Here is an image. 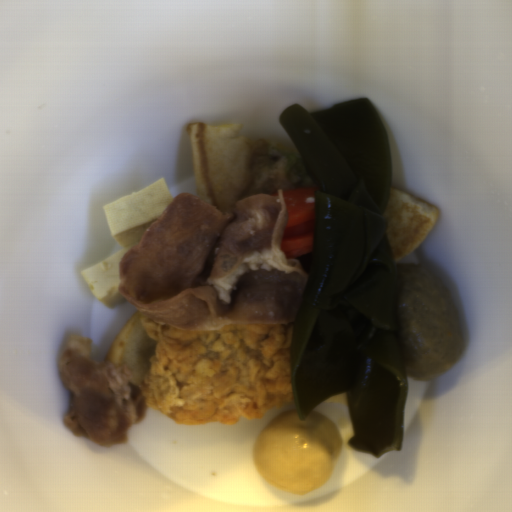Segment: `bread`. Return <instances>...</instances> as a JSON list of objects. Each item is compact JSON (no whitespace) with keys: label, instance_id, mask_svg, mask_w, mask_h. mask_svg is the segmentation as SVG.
Instances as JSON below:
<instances>
[{"label":"bread","instance_id":"2504dc21","mask_svg":"<svg viewBox=\"0 0 512 512\" xmlns=\"http://www.w3.org/2000/svg\"><path fill=\"white\" fill-rule=\"evenodd\" d=\"M288 259L289 260H296L299 263H301L302 266L304 267L305 271L307 272L308 276H309L310 270H311V266H312V263H313V259H314V252L313 253H309V254H305V255H301V256H296V257L288 258Z\"/></svg>","mask_w":512,"mask_h":512},{"label":"bread","instance_id":"c6332bfd","mask_svg":"<svg viewBox=\"0 0 512 512\" xmlns=\"http://www.w3.org/2000/svg\"><path fill=\"white\" fill-rule=\"evenodd\" d=\"M321 403H330V404H339V405H347L348 406L347 400H346V392L336 395L332 398H329Z\"/></svg>","mask_w":512,"mask_h":512},{"label":"bread","instance_id":"8d2b1439","mask_svg":"<svg viewBox=\"0 0 512 512\" xmlns=\"http://www.w3.org/2000/svg\"><path fill=\"white\" fill-rule=\"evenodd\" d=\"M187 141L200 200L223 213L245 199L256 144L244 124L193 123L187 129Z\"/></svg>","mask_w":512,"mask_h":512},{"label":"bread","instance_id":"b6be36c0","mask_svg":"<svg viewBox=\"0 0 512 512\" xmlns=\"http://www.w3.org/2000/svg\"><path fill=\"white\" fill-rule=\"evenodd\" d=\"M140 315L137 310L132 314L102 360L128 366L130 382L137 388L149 374L151 356L154 352L153 340L149 338Z\"/></svg>","mask_w":512,"mask_h":512},{"label":"bread","instance_id":"cb027b5d","mask_svg":"<svg viewBox=\"0 0 512 512\" xmlns=\"http://www.w3.org/2000/svg\"><path fill=\"white\" fill-rule=\"evenodd\" d=\"M395 262L418 249L438 220L433 203L391 189L382 214Z\"/></svg>","mask_w":512,"mask_h":512}]
</instances>
